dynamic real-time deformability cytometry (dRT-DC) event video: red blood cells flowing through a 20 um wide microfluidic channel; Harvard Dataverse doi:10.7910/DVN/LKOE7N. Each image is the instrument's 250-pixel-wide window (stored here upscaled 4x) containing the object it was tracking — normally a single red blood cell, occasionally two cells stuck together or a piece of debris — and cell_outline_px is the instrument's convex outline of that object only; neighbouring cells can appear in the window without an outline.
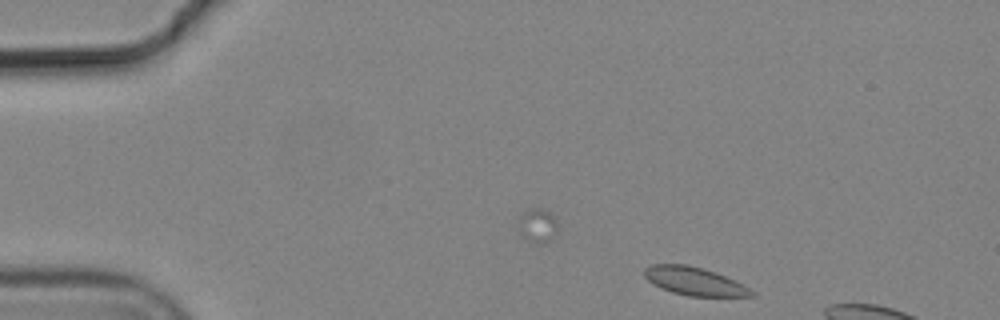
{"species": "common noctule bat (a hibernating species)", "species_latin": "Nyctalus noctula", "temperature_condition": "cold", "stored_images_in_passage": 3, "camera_frame_rate_fps": 3000, "um_per_image_px": 0.085, "animal": {"sex": "male", "body_mass_g": 19.2, "forearm_length_mm": 51.8}, "frame": {"image": 1, "passage_image": 1, "time_ms": 0.0, "image_size_px": [1000, 320], "cell_outline_px": [[756, 296], [688, 296], [672, 292], [660, 288], [648, 280], [644, 276], [644, 268], [652, 264], [684, 264], [700, 268], [724, 276], [744, 284], [756, 292]], "centroid_in_image_um": [59.03, 23.91], "position_along_channel_um": 26.0, "area_um2": 17.46}}